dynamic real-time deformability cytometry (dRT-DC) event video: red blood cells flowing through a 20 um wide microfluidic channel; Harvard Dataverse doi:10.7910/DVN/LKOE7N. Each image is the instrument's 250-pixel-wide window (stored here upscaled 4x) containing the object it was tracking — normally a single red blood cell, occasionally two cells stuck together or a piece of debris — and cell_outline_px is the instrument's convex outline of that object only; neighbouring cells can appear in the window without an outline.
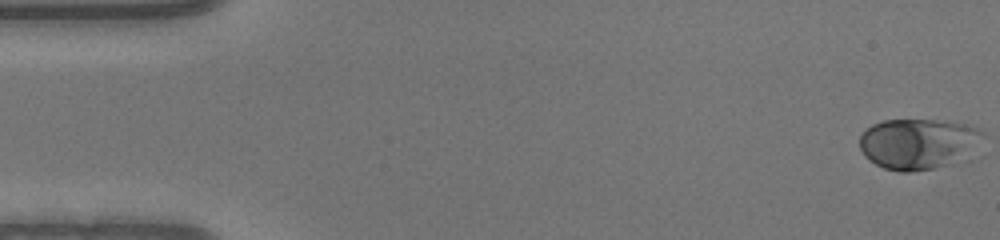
{"species": "human", "species_latin": "Homo sapiens", "temperature_condition": "warm", "stored_images_in_passage": 15, "camera_frame_rate_fps": 3000, "um_per_image_px": 0.085, "donor": {"sex": "male"}, "frame": {"image": 1, "passage_image": 1, "time_ms": 0.0, "image_size_px": [1000, 240], "cell_outline_px": [[984, 132], [944, 164], [932, 168], [908, 172], [900, 172], [884, 168], [876, 164], [864, 156], [860, 148], [860, 136], [872, 124], [884, 120], [932, 120], [956, 124], [976, 128]], "centroid_in_image_um": [77.76, 12.19], "position_along_channel_um": 7.2, "area_um2": 33.76}}
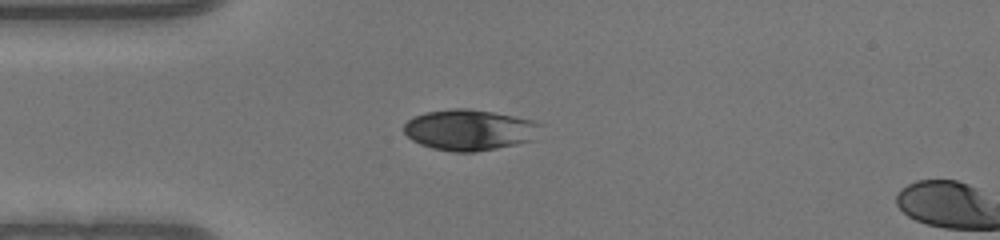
{"frame": {"image": 2, "passage_image": 13, "time_ms": 4.0, "image_size_px": [1000, 240], "cell_outline_px": [[540, 124], [532, 140], [516, 144], [496, 148], [472, 152], [456, 152], [432, 148], [420, 144], [412, 140], [404, 132], [404, 124], [408, 120], [416, 116], [428, 112], [456, 108], [464, 108], [492, 112], [532, 120]], "centroid_in_image_um": [39.86, 11.05], "position_along_channel_um": 45.1, "area_um2": 31.91}}